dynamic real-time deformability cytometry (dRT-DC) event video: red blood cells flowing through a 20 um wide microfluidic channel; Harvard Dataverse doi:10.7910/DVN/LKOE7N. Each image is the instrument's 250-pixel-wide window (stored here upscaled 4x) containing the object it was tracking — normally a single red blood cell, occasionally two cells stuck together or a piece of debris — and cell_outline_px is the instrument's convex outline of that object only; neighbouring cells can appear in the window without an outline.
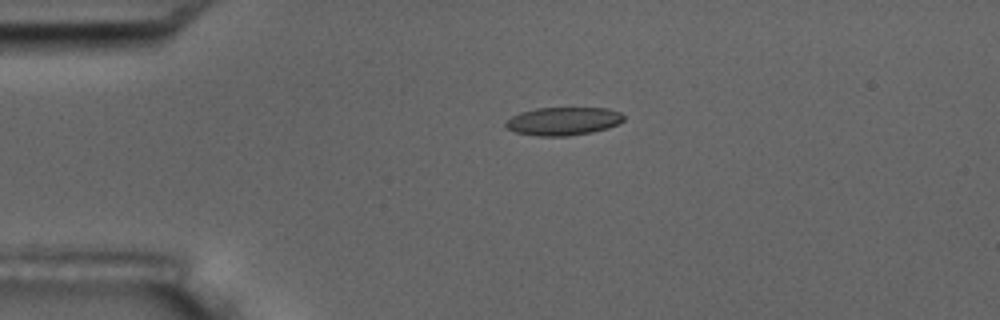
{"species": "common noctule bat (a hibernating species)", "species_latin": "Nyctalus noctula", "temperature_condition": "room temperature", "stored_images_in_passage": 2, "camera_frame_rate_fps": 3000, "um_per_image_px": 0.085, "animal": {"sex": "male", "body_mass_g": 17.5, "forearm_length_mm": 52.3}, "frame": {"image": 1, "passage_image": 1, "time_ms": 0.0, "image_size_px": [1000, 320], "cell_outline_px": [[624, 120], [620, 124], [608, 128], [592, 132], [568, 136], [540, 136], [516, 132], [508, 128], [504, 124], [512, 116], [520, 112], [536, 108], [608, 108], [620, 112], [624, 116]], "centroid_in_image_um": [47.92, 10.3], "position_along_channel_um": 37.1, "area_um2": 19.36}}